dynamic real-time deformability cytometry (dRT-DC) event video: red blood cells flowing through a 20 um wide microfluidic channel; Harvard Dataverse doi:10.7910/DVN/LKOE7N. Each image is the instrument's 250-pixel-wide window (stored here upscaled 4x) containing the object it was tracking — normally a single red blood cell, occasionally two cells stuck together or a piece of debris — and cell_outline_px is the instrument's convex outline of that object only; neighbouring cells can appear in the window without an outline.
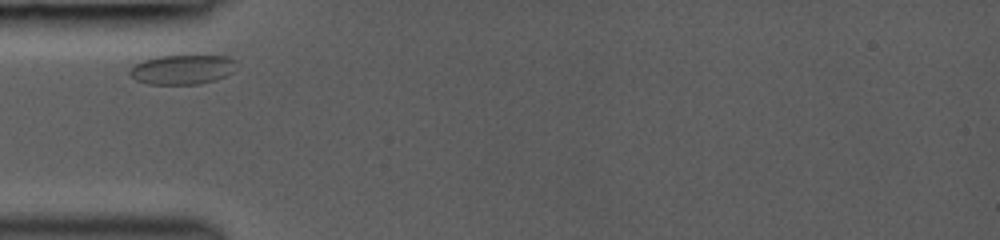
{"species": "common noctule bat (a hibernating species)", "species_latin": "Nyctalus noctula", "temperature_condition": "room temperature", "stored_images_in_passage": 4, "camera_frame_rate_fps": 3000, "um_per_image_px": 0.085, "animal": {"sex": "female", "body_mass_g": 19.0, "forearm_length_mm": 53.3}, "frame": {"image": 1, "passage_image": 1, "time_ms": 0.0, "image_size_px": [1000, 240], "cell_outline_px": [[236, 60], [232, 72], [216, 80], [200, 84], [148, 84], [136, 80], [128, 72], [136, 64], [144, 60], [156, 56], [228, 56]], "centroid_in_image_um": [15.5, 5.91], "position_along_channel_um": 69.5, "area_um2": 18.21}}
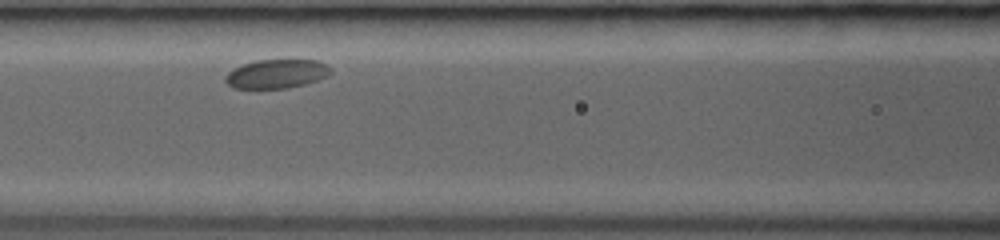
{"frame": {"image": 2, "passage_image": 3, "time_ms": 0.667, "image_size_px": [1000, 240], "cell_outline_px": [[332, 72], [328, 76], [304, 84], [288, 88], [232, 88], [224, 80], [224, 76], [232, 68], [256, 60], [320, 60], [328, 64], [332, 68]], "centroid_in_image_um": [23.52, 6.27], "position_along_channel_um": 143.1, "area_um2": 17.92}}
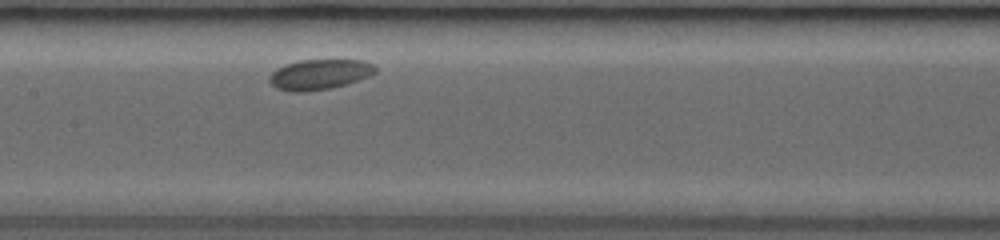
{"frame": {"image": 3, "passage_image": 4, "time_ms": 1.0, "image_size_px": [1000, 240], "cell_outline_px": [[376, 72], [368, 76], [348, 84], [328, 88], [304, 92], [288, 92], [276, 88], [268, 80], [268, 76], [276, 68], [300, 60], [364, 60], [372, 64], [376, 68]], "centroid_in_image_um": [27.13, 6.33], "position_along_channel_um": 180.3, "area_um2": 18.67}}